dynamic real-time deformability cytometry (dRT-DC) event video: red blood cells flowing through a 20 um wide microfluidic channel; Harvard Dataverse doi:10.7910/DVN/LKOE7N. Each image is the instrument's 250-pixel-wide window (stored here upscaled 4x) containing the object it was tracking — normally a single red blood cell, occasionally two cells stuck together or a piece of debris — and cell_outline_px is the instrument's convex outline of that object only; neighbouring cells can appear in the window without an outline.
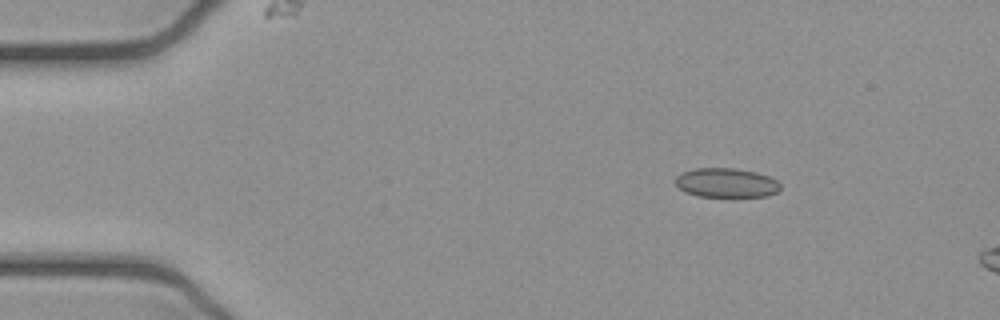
{"species": "common noctule bat (a hibernating species)", "species_latin": "Nyctalus noctula", "temperature_condition": "cold", "stored_images_in_passage": 10, "camera_frame_rate_fps": 3000, "um_per_image_px": 0.085, "animal": {"sex": "female", "body_mass_g": 21.9}, "frame": {"image": 1, "passage_image": 1, "time_ms": 0.0, "image_size_px": [1000, 320], "cell_outline_px": [[780, 188], [776, 192], [768, 196], [732, 200], [696, 196], [684, 192], [676, 184], [676, 176], [684, 172], [696, 168], [736, 168], [756, 172], [768, 176], [776, 180], [780, 184]], "centroid_in_image_um": [61.76, 15.6], "position_along_channel_um": 23.2, "area_um2": 18.84}}